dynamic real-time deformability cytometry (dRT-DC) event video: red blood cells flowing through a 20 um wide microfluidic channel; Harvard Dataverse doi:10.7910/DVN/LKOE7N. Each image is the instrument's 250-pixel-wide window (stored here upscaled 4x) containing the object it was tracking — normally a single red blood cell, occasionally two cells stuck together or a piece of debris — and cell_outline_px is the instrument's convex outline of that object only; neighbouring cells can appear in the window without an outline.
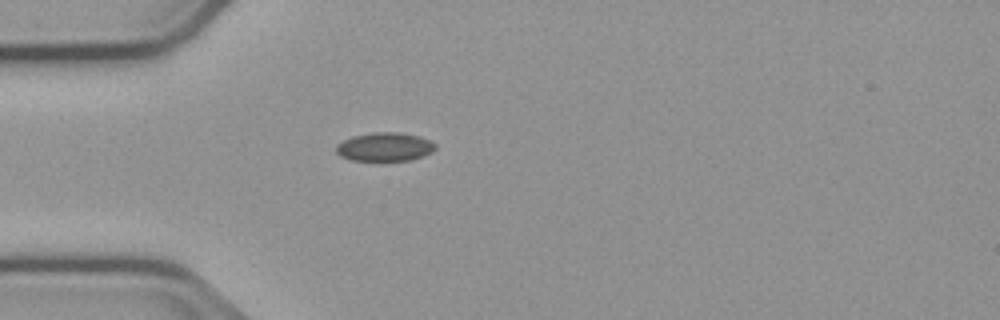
{"species": "common noctule bat (a hibernating species)", "species_latin": "Nyctalus noctula", "temperature_condition": "cold", "stored_images_in_passage": 40, "camera_frame_rate_fps": 3000, "um_per_image_px": 0.085, "animal": {"sex": "male", "body_mass_g": 23.1, "forearm_length_mm": 52.7}, "frame": {"image": 1, "passage_image": 1, "time_ms": 0.0, "image_size_px": [1000, 320], "cell_outline_px": [[436, 148], [432, 152], [424, 156], [408, 160], [348, 160], [340, 156], [336, 152], [336, 144], [352, 136], [372, 132], [400, 132], [420, 136], [436, 144]], "centroid_in_image_um": [32.69, 12.47], "position_along_channel_um": 52.3, "area_um2": 16.65}}
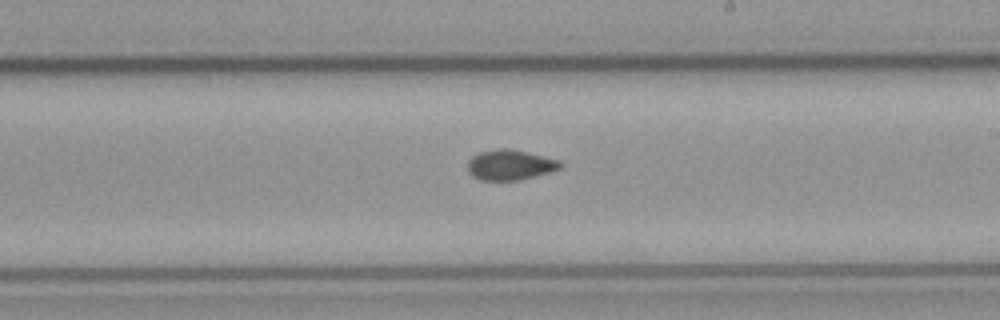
{"frame": {"image": 2, "passage_image": 17, "time_ms": 5.333, "image_size_px": [1000, 320], "cell_outline_px": [[564, 164], [560, 168], [548, 172], [520, 180], [480, 180], [472, 176], [468, 172], [468, 160], [472, 156], [480, 152], [500, 148], [508, 148], [560, 160]], "centroid_in_image_um": [43.33, 14.02], "position_along_channel_um": 245.7, "area_um2": 16.24}}
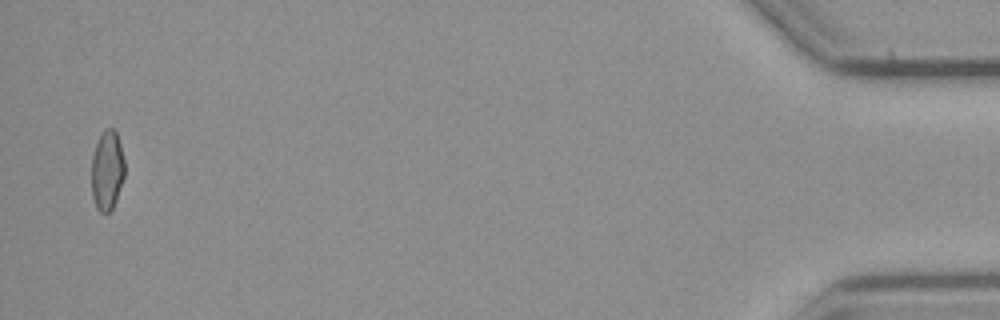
{"frame": {"image": 3, "passage_image": 39, "time_ms": 12.667, "image_size_px": [1000, 320], "cell_outline_px": [[124, 176], [116, 200], [112, 208], [108, 212], [100, 212], [96, 208], [92, 196], [92, 156], [96, 144], [104, 128], [116, 128], [124, 160]], "centroid_in_image_um": [9.11, 14.46], "position_along_channel_um": 426.1, "area_um2": 15.37}, "authors_computed_cell_mechanics": {"area_um2": 16.0973, "velocity_mm_per_s": 3.7584, "shape_relaxation_time_tau1_ms": null, "shape_relaxation_time_tau2_ms": 7.2094, "deformation_change_tau1": null, "deformation_change_tau2": 0.0907}}